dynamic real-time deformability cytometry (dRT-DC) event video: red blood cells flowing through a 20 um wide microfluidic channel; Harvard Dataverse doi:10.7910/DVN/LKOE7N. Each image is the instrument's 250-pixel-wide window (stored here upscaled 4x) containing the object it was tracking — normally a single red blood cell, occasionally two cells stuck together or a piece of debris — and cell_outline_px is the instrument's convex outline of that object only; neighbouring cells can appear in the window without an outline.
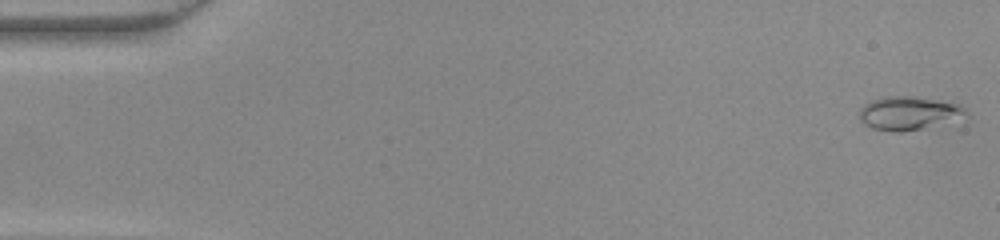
{"species": "common noctule bat (a hibernating species)", "species_latin": "Nyctalus noctula", "temperature_condition": "warm", "stored_images_in_passage": 48, "camera_frame_rate_fps": 3000, "um_per_image_px": 0.085, "animal": {"sex": "female", "body_mass_g": 22.0, "forearm_length_mm": 56.7}, "frame": {"image": 1, "passage_image": 1, "time_ms": 0.0, "image_size_px": [1000, 240], "cell_outline_px": [[964, 112], [920, 128], [900, 132], [892, 132], [872, 128], [864, 124], [860, 120], [860, 108], [864, 104], [872, 100], [888, 96], [912, 96], [936, 100], [956, 104], [964, 108]], "centroid_in_image_um": [76.99, 9.59], "position_along_channel_um": 8.0, "area_um2": 19.36}}
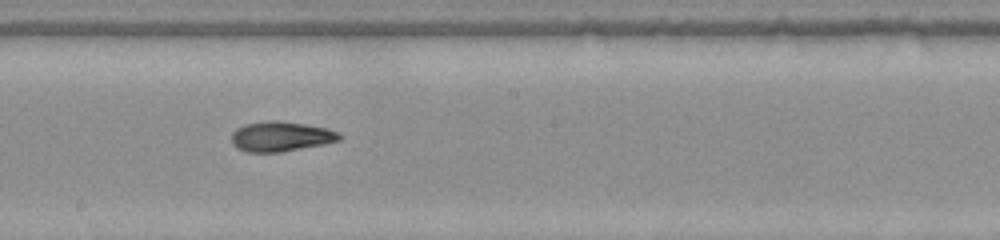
{"frame": {"image": 2, "passage_image": 27, "time_ms": 8.667, "image_size_px": [1000, 240], "cell_outline_px": [[344, 136], [340, 140], [324, 144], [280, 152], [248, 152], [236, 148], [232, 144], [232, 132], [236, 128], [244, 124], [268, 120], [276, 120], [304, 124], [328, 128], [340, 132]], "centroid_in_image_um": [23.88, 11.59], "position_along_channel_um": 224.3, "area_um2": 19.02}}
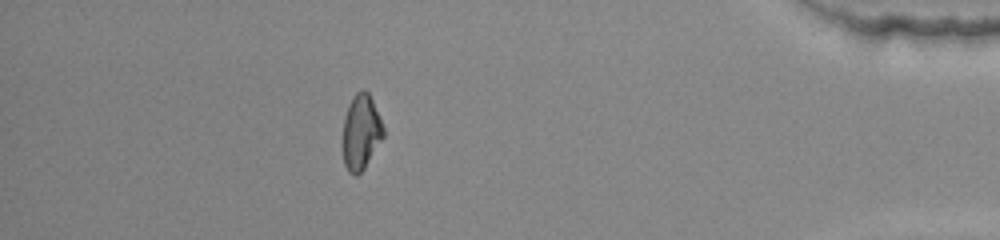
{"frame": {"image": 3, "passage_image": 43, "time_ms": 14.0, "image_size_px": [1000, 240], "cell_outline_px": [[384, 136], [364, 168], [356, 176], [348, 172], [344, 164], [340, 144], [344, 116], [348, 104], [352, 96], [356, 92], [364, 88], [368, 92], [372, 100], [384, 128]], "centroid_in_image_um": [30.63, 11.23], "position_along_channel_um": 404.6, "area_um2": 18.26}}